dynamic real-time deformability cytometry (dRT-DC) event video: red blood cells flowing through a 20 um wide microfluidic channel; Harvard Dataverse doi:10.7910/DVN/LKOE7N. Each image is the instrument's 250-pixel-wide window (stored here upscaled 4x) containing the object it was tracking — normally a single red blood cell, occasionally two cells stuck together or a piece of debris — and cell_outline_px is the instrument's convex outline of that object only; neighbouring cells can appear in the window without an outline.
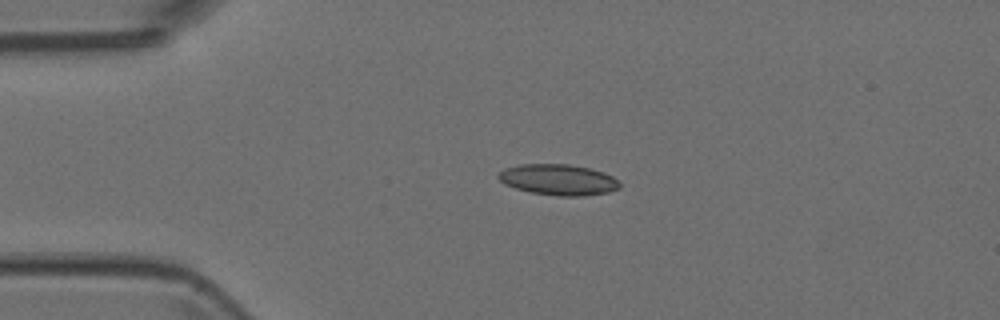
{"species": "Egyptian fruit bat (a non-hibernating species)", "species_latin": "Rousettus aegyptiacus", "temperature_condition": "room temperature", "stored_images_in_passage": 5, "camera_frame_rate_fps": 3000, "um_per_image_px": 0.085, "animal": {"sex": "female"}, "frame": {"image": 1, "passage_image": 4, "time_ms": 1.0, "image_size_px": [1000, 320], "cell_outline_px": [[620, 188], [608, 192], [584, 196], [560, 196], [532, 192], [516, 188], [504, 184], [496, 176], [504, 168], [520, 164], [568, 164], [588, 168], [604, 172], [612, 176], [620, 184]], "centroid_in_image_um": [47.45, 15.27], "position_along_channel_um": 37.6, "area_um2": 21.73}}